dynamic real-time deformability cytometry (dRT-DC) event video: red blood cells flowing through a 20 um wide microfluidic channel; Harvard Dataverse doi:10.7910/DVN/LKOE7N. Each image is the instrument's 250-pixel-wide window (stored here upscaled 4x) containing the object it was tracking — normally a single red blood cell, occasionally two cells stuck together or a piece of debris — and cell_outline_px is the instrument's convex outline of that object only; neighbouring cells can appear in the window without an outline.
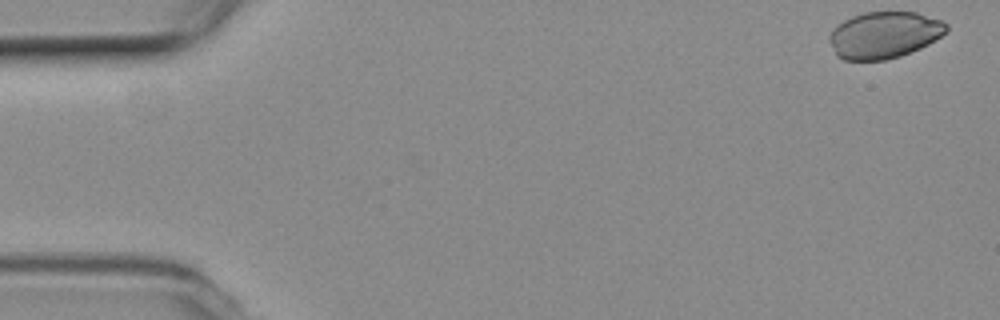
{"species": "common noctule bat (a hibernating species)", "species_latin": "Nyctalus noctula", "temperature_condition": "room temperature", "stored_images_in_passage": 53, "camera_frame_rate_fps": 3000, "um_per_image_px": 0.085, "animal": {"sex": "female", "body_mass_g": 19.3, "forearm_length_mm": 54.1}, "frame": {"image": 1, "passage_image": 1, "time_ms": 0.0, "image_size_px": [1000, 320], "cell_outline_px": [[948, 32], [928, 44], [920, 48], [900, 56], [884, 60], [844, 60], [836, 56], [828, 40], [828, 36], [832, 28], [844, 20], [852, 16], [864, 12], [916, 12], [940, 20], [948, 24]], "centroid_in_image_um": [75.13, 2.97], "position_along_channel_um": 9.9, "area_um2": 32.02}}